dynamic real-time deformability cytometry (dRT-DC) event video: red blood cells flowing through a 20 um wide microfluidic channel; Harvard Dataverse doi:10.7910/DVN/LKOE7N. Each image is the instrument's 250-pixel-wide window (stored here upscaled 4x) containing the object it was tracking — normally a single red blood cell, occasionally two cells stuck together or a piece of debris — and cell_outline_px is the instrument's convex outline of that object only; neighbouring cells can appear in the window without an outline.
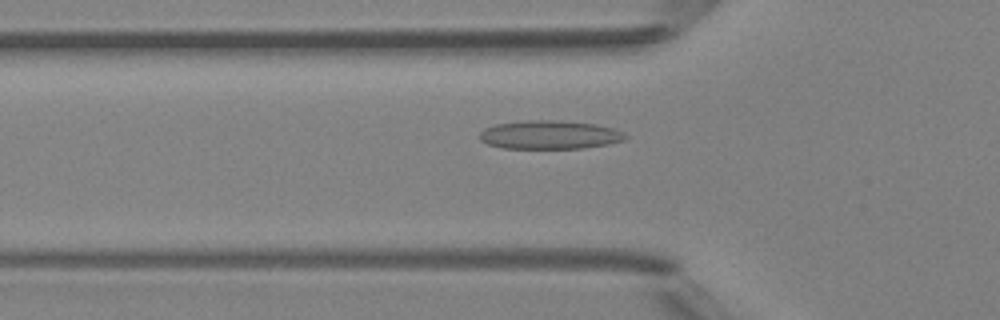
{"species": "Egyptian fruit bat (a non-hibernating species)", "species_latin": "Rousettus aegyptiacus", "temperature_condition": "room temperature", "stored_images_in_passage": 49, "camera_frame_rate_fps": 3000, "um_per_image_px": 0.085, "animal": {"sex": "female"}, "frame": {"image": 1, "passage_image": 17, "time_ms": 5.333, "image_size_px": [1000, 320], "cell_outline_px": [[628, 136], [624, 140], [608, 144], [580, 148], [504, 148], [488, 144], [480, 140], [480, 132], [484, 128], [496, 124], [528, 120], [560, 120], [596, 124], [612, 128]], "centroid_in_image_um": [46.7, 11.45], "position_along_channel_um": 79.1, "area_um2": 24.1}}
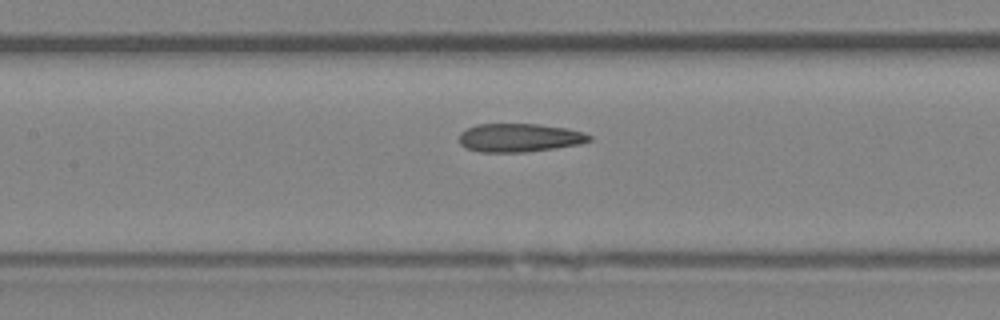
{"frame": {"image": 2, "passage_image": 23, "time_ms": 7.333, "image_size_px": [1000, 320], "cell_outline_px": [[592, 140], [576, 144], [552, 148], [524, 152], [480, 152], [468, 148], [460, 144], [460, 132], [476, 124], [536, 124], [568, 128], [584, 132], [592, 136]], "centroid_in_image_um": [44.15, 11.69], "position_along_channel_um": 163.3, "area_um2": 21.39}}
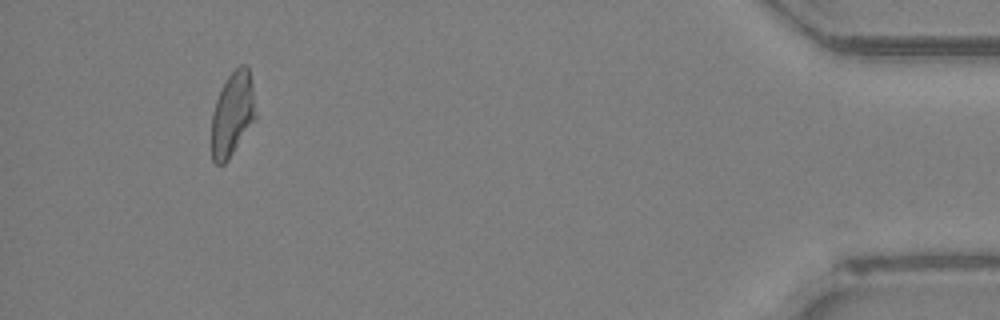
{"frame": {"image": 3, "passage_image": 46, "time_ms": 15.0, "image_size_px": [1000, 320], "cell_outline_px": [[256, 120], [228, 160], [224, 164], [216, 164], [212, 160], [212, 112], [216, 100], [228, 76], [240, 64], [248, 64], [252, 84], [256, 116]], "centroid_in_image_um": [19.77, 9.71], "position_along_channel_um": 415.4, "area_um2": 21.68}, "authors_computed_cell_mechanics": {"area_um2": 21.9062, "velocity_mm_per_s": 4.202, "shape_relaxation_time_tau1_ms": null, "shape_relaxation_time_tau2_ms": 2.5533, "deformation_change_tau1": null, "deformation_change_tau2": 0.1215}}